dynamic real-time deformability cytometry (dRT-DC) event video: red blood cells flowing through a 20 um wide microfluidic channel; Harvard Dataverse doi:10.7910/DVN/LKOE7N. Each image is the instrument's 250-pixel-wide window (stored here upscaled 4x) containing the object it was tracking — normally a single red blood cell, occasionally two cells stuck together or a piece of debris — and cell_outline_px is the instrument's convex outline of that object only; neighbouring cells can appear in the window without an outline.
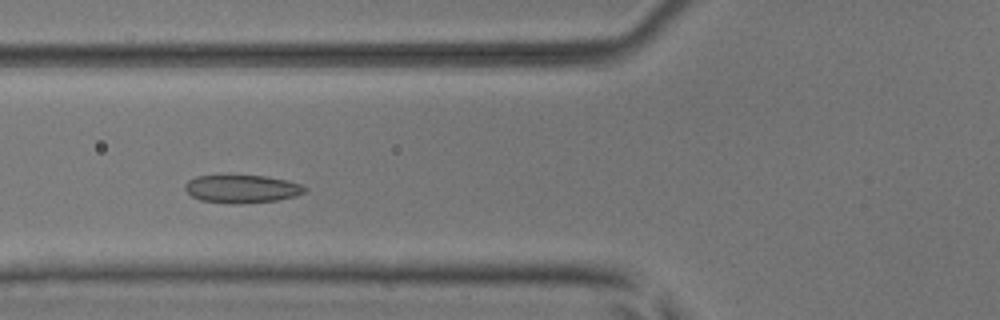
{"species": "common noctule bat (a hibernating species)", "species_latin": "Nyctalus noctula", "temperature_condition": "room temperature", "stored_images_in_passage": 41, "camera_frame_rate_fps": 3000, "um_per_image_px": 0.085, "animal": {"sex": "male", "body_mass_g": 17.9, "forearm_length_mm": 54.2}, "frame": {"image": 1, "passage_image": 8, "time_ms": 2.333, "image_size_px": [1000, 320], "cell_outline_px": [[308, 188], [304, 192], [296, 196], [276, 200], [240, 204], [232, 204], [200, 200], [192, 196], [184, 188], [184, 184], [188, 180], [196, 176], [264, 176], [288, 180], [300, 184]], "centroid_in_image_um": [20.56, 16.06], "position_along_channel_um": 105.2, "area_um2": 19.48}}
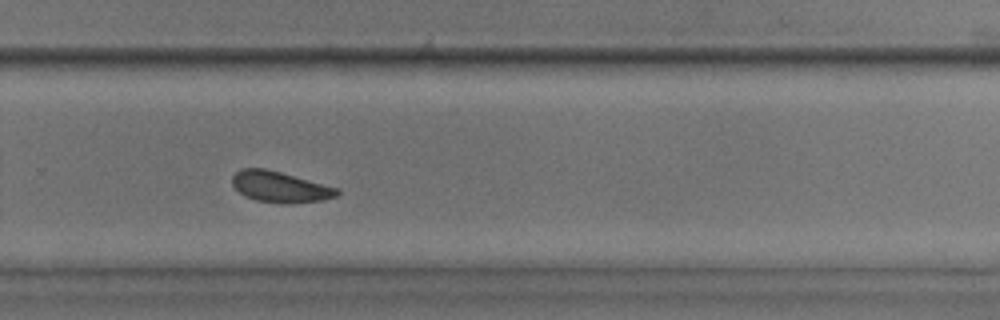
{"frame": {"image": 2, "passage_image": 24, "time_ms": 7.667, "image_size_px": [1000, 320], "cell_outline_px": [[340, 192], [336, 196], [324, 200], [288, 204], [280, 204], [256, 200], [244, 196], [232, 184], [232, 176], [240, 168], [264, 168], [280, 172], [340, 188]], "centroid_in_image_um": [23.81, 15.89], "position_along_channel_um": 306.0, "area_um2": 19.02}}
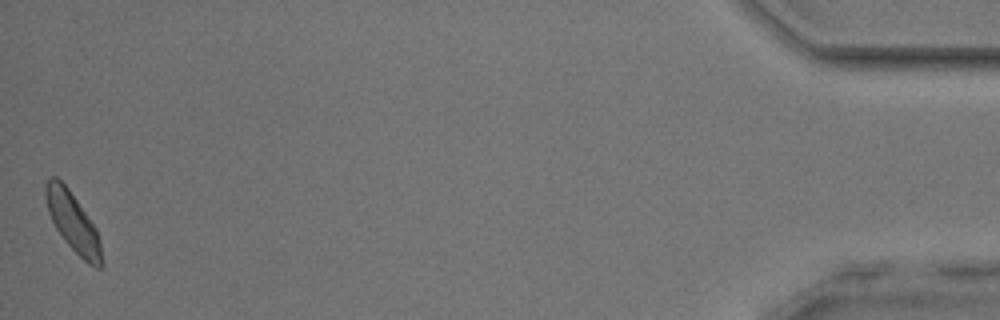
{"frame": {"image": 3, "passage_image": 41, "time_ms": 13.333, "image_size_px": [1000, 320], "cell_outline_px": [[104, 264], [100, 268], [96, 268], [88, 264], [64, 240], [56, 228], [48, 212], [44, 196], [44, 184], [52, 176], [56, 176], [68, 188], [96, 228], [100, 240]], "centroid_in_image_um": [6.2, 18.9], "position_along_channel_um": 429.0, "area_um2": 19.25}, "authors_computed_cell_mechanics": {"area_um2": 19.2474, "velocity_mm_per_s": 3.7767, "shape_relaxation_time_tau1_ms": 2.033, "shape_relaxation_time_tau2_ms": 2.489, "deformation_change_tau1": 0.0652, "deformation_change_tau2": 0.0766}}